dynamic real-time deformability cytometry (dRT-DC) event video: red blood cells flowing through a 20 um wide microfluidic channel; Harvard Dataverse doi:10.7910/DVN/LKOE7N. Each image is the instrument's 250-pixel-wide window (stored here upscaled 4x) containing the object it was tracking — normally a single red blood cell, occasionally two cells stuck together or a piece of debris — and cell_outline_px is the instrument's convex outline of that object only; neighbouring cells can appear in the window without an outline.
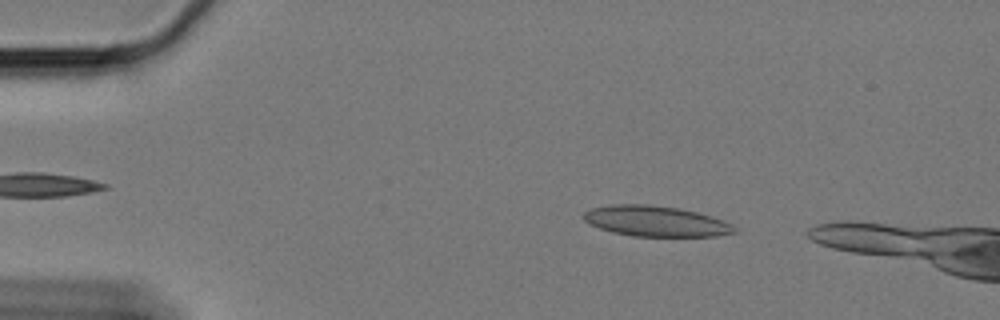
{"species": "Egyptian fruit bat (a non-hibernating species)", "species_latin": "Rousettus aegyptiacus", "temperature_condition": "cold", "stored_images_in_passage": 51, "camera_frame_rate_fps": 3000, "um_per_image_px": 0.085, "animal": {"sex": "female"}, "frame": {"image": 1, "passage_image": 7, "time_ms": 2.0, "image_size_px": [1000, 320], "cell_outline_px": [[736, 232], [716, 236], [632, 236], [612, 232], [600, 228], [584, 220], [584, 212], [592, 208], [612, 204], [648, 204], [676, 208], [696, 212], [724, 220], [732, 224], [736, 228]], "centroid_in_image_um": [55.75, 18.8], "position_along_channel_um": 29.3, "area_um2": 26.65}}
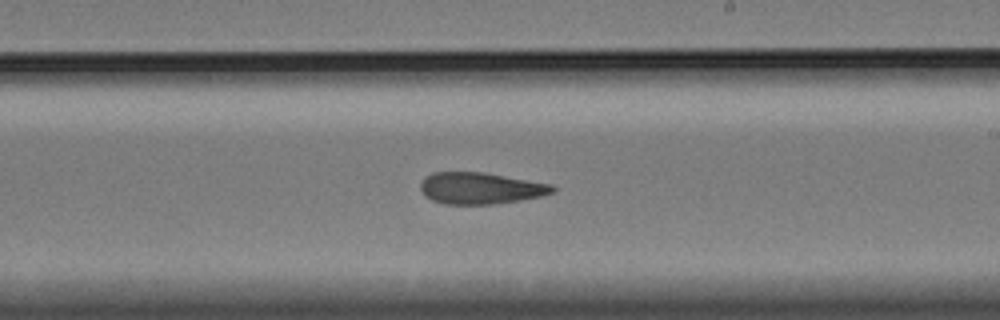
{"frame": {"image": 2, "passage_image": 32, "time_ms": 10.333, "image_size_px": [1000, 320], "cell_outline_px": [[556, 188], [552, 192], [540, 196], [520, 200], [492, 204], [444, 204], [432, 200], [424, 196], [420, 188], [420, 184], [424, 176], [432, 172], [484, 172], [552, 184]], "centroid_in_image_um": [40.79, 15.99], "position_along_channel_um": 248.2, "area_um2": 24.33}}
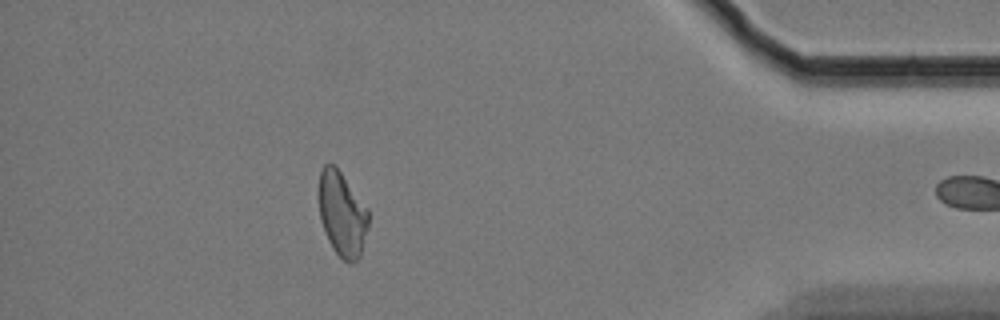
{"frame": {"image": 3, "passage_image": 50, "time_ms": 16.333, "image_size_px": [1000, 320], "cell_outline_px": [[368, 224], [360, 256], [352, 264], [348, 264], [332, 248], [328, 240], [320, 220], [320, 168], [324, 164], [336, 164], [368, 208]], "centroid_in_image_um": [29.09, 18.17], "position_along_channel_um": 406.1, "area_um2": 24.45}}